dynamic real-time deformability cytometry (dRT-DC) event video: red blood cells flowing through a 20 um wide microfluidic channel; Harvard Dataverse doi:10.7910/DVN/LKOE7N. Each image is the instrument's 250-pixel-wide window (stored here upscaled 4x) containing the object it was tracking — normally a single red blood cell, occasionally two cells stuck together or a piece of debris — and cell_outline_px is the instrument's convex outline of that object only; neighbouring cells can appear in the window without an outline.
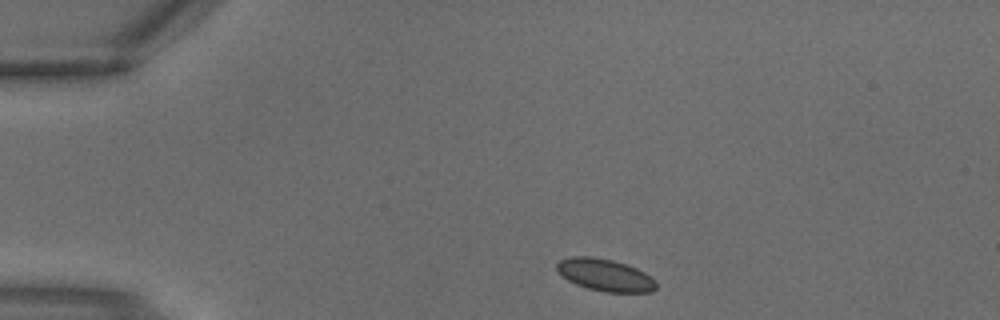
{"species": "common noctule bat (a hibernating species)", "species_latin": "Nyctalus noctula", "temperature_condition": "warm", "stored_images_in_passage": 2, "camera_frame_rate_fps": 3000, "um_per_image_px": 0.085, "animal": {"sex": "male", "body_mass_g": 18.8}, "frame": {"image": 1, "passage_image": 1, "time_ms": 0.0, "image_size_px": [1000, 320], "cell_outline_px": [[656, 288], [652, 292], [604, 292], [588, 288], [576, 284], [568, 280], [556, 268], [556, 264], [560, 260], [572, 256], [592, 256], [612, 260], [636, 268], [644, 272], [656, 280]], "centroid_in_image_um": [51.45, 23.37], "position_along_channel_um": 33.6, "area_um2": 18.5}}